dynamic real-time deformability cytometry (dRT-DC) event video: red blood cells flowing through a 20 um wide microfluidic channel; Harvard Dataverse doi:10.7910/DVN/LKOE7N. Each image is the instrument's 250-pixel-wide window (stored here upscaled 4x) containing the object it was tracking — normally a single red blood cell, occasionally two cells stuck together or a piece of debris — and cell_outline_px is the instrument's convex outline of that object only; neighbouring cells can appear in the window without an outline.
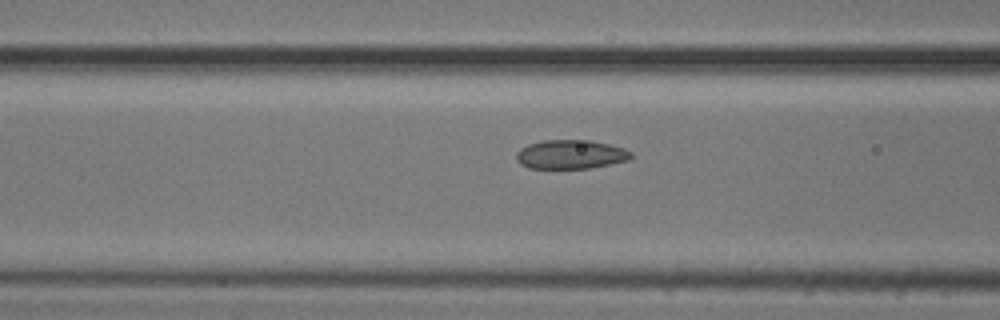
{"species": "common noctule bat (a hibernating species)", "species_latin": "Nyctalus noctula", "temperature_condition": "cold", "stored_images_in_passage": 12, "camera_frame_rate_fps": 3000, "um_per_image_px": 0.085, "animal": {"sex": "male", "body_mass_g": 20.5, "forearm_length_mm": 52.5}, "frame": {"image": 1, "passage_image": 10, "time_ms": 3.0, "image_size_px": [1000, 320], "cell_outline_px": [[632, 156], [628, 160], [592, 168], [528, 168], [520, 164], [516, 160], [516, 152], [520, 148], [528, 144], [544, 140], [592, 140], [624, 148], [632, 152]], "centroid_in_image_um": [48.49, 13.12], "position_along_channel_um": 118.1, "area_um2": 19.48}}